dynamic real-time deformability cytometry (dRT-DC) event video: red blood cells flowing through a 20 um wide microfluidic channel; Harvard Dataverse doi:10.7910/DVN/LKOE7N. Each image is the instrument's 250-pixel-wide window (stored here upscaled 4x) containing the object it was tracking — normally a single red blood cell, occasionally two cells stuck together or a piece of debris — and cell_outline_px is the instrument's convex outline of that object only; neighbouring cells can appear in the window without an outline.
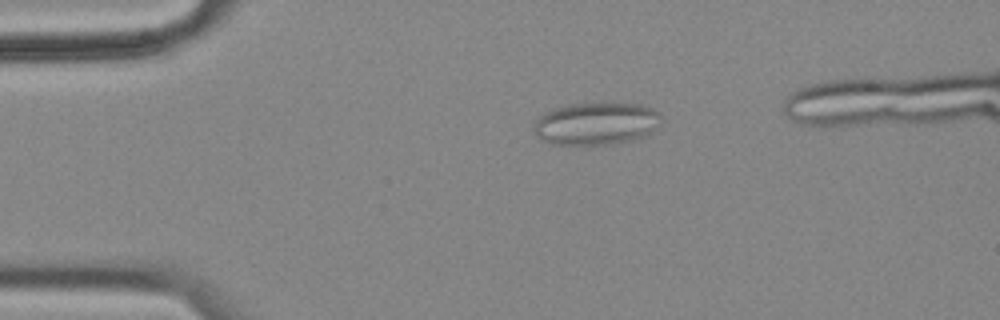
{"species": "common noctule bat (a hibernating species)", "species_latin": "Nyctalus noctula", "temperature_condition": "cold", "stored_images_in_passage": 42, "camera_frame_rate_fps": 3000, "um_per_image_px": 0.085, "animal": {"sex": "female", "body_mass_g": 18.4}, "frame": {"image": 1, "passage_image": 2, "time_ms": 0.333, "image_size_px": [1000, 320], "cell_outline_px": [[660, 124], [644, 136], [632, 140], [612, 144], [584, 148], [552, 144], [536, 136], [532, 128], [532, 124], [540, 116], [556, 108], [572, 104], [640, 104], [652, 108], [660, 112]], "centroid_in_image_um": [50.64, 10.57], "position_along_channel_um": 34.4, "area_um2": 32.02}}
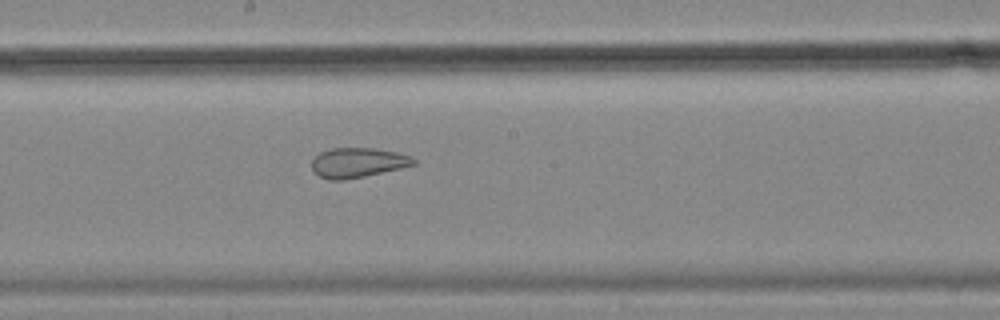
{"frame": {"image": 2, "passage_image": 21, "time_ms": 6.667, "image_size_px": [1000, 320], "cell_outline_px": [[416, 164], [400, 168], [364, 176], [344, 180], [328, 180], [320, 176], [312, 168], [312, 160], [320, 152], [332, 148], [376, 148], [396, 152], [412, 156], [416, 160]], "centroid_in_image_um": [30.42, 13.82], "position_along_channel_um": 217.8, "area_um2": 17.57}}
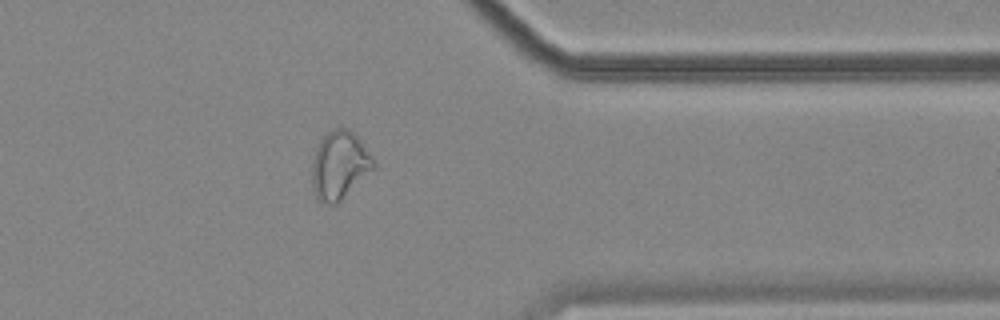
{"frame": {"image": 3, "passage_image": 36, "time_ms": 11.667, "image_size_px": [1000, 320], "cell_outline_px": [[376, 168], [336, 204], [328, 204], [316, 200], [312, 184], [312, 160], [316, 148], [320, 140], [328, 132], [336, 128], [348, 128], [360, 140], [376, 160]], "centroid_in_image_um": [28.87, 14.06], "position_along_channel_um": 382.5, "area_um2": 24.57}, "authors_computed_cell_mechanics": {"area_um2": 21.964, "velocity_mm_per_s": 3.5025, "shape_relaxation_time_tau1_ms": null, "shape_relaxation_time_tau2_ms": 1.8635, "deformation_change_tau1": null, "deformation_change_tau2": 0.0843}}